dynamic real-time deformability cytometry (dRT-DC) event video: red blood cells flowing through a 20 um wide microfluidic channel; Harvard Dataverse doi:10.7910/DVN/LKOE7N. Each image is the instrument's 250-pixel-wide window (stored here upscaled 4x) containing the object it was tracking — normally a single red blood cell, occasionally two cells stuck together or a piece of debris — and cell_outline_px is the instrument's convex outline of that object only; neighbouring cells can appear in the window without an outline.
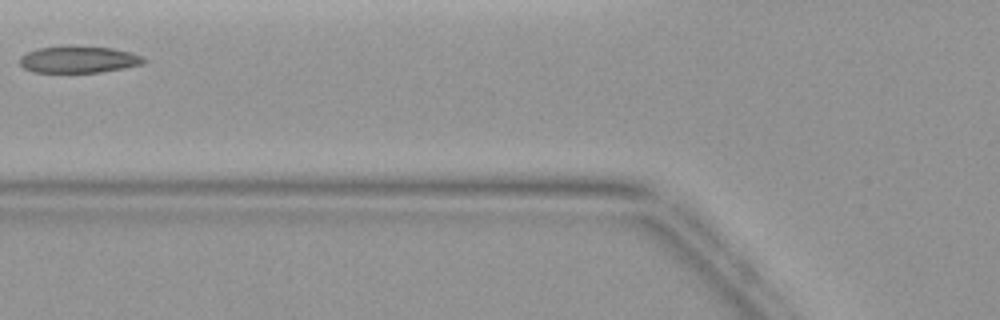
{"species": "common noctule bat (a hibernating species)", "species_latin": "Nyctalus noctula", "temperature_condition": "warm", "stored_images_in_passage": 2, "camera_frame_rate_fps": 3000, "um_per_image_px": 0.085, "animal": {"sex": "female", "body_mass_g": 19.9}, "frame": {"image": 1, "passage_image": 2, "time_ms": 1.333, "image_size_px": [1000, 320], "cell_outline_px": [[148, 60], [144, 64], [100, 72], [32, 72], [24, 68], [20, 64], [20, 56], [36, 48], [68, 44], [76, 44], [112, 48], [132, 52], [144, 56]], "centroid_in_image_um": [6.7, 5.02], "position_along_channel_um": 119.1, "area_um2": 20.0}}